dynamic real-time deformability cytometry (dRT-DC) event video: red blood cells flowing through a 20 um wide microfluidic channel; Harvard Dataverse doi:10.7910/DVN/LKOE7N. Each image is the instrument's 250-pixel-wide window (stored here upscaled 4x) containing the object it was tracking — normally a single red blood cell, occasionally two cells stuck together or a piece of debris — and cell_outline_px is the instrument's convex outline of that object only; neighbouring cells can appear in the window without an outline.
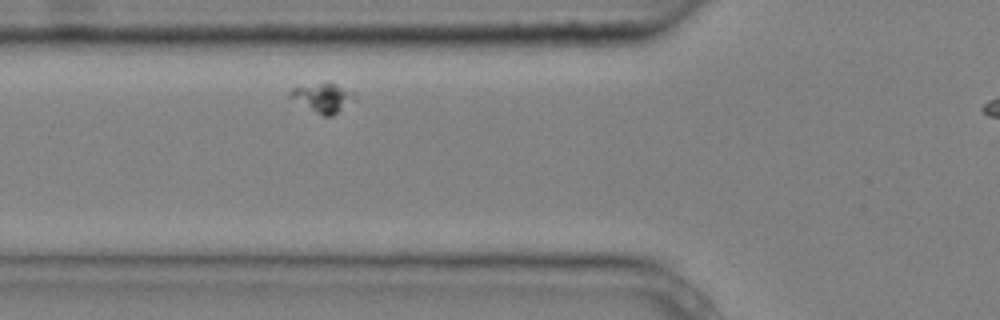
{"species": "common noctule bat (a hibernating species)", "species_latin": "Nyctalus noctula", "temperature_condition": "cold", "stored_images_in_passage": 4, "camera_frame_rate_fps": 3000, "um_per_image_px": 0.085, "animal": {"sex": "male", "body_mass_g": 20.4}, "frame": {"image": 1, "passage_image": 3, "time_ms": 0.667, "image_size_px": [1000, 320], "cell_outline_px": [[356, 100], [332, 116], [324, 116], [288, 96], [288, 92], [292, 88], [328, 80], [352, 92]], "centroid_in_image_um": [27.46, 8.27], "position_along_channel_um": 98.3, "area_um2": 10.87}}